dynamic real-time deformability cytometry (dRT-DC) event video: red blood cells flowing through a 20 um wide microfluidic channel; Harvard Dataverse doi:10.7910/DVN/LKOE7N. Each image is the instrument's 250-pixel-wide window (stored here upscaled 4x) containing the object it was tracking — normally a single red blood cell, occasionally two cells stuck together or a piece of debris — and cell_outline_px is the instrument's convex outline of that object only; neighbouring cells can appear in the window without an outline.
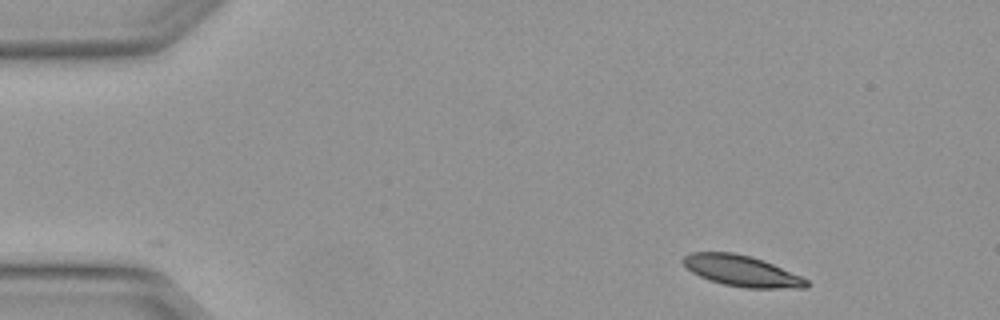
{"species": "Egyptian fruit bat (a non-hibernating species)", "species_latin": "Rousettus aegyptiacus", "temperature_condition": "warm", "stored_images_in_passage": 4, "segment_of_instrument_passage": [1, 2], "camera_frame_rate_fps": 3000, "um_per_image_px": 0.085, "animal": {"sex": "female"}, "frame": {"image": 1, "passage_image": 1, "time_ms": 0.0, "image_size_px": [1000, 320], "cell_outline_px": [[808, 284], [804, 288], [744, 288], [724, 284], [708, 280], [692, 272], [680, 260], [684, 256], [692, 252], [732, 252], [752, 256], [764, 260], [800, 276], [808, 280]], "centroid_in_image_um": [63.02, 23.02], "position_along_channel_um": 22.0, "area_um2": 22.2}}